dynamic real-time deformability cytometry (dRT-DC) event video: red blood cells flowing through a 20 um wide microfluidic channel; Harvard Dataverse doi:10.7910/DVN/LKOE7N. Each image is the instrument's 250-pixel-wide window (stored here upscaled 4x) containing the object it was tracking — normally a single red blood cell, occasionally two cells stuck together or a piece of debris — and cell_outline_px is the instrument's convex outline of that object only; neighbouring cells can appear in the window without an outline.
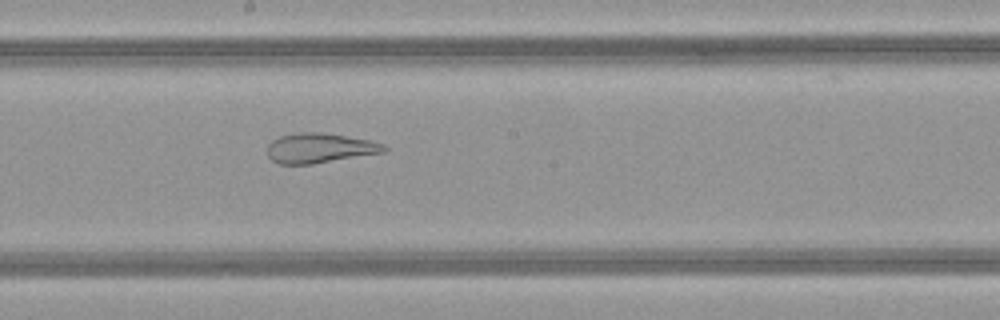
{"species": "common noctule bat (a hibernating species)", "species_latin": "Nyctalus noctula", "temperature_condition": "warm", "stored_images_in_passage": 50, "camera_frame_rate_fps": 3000, "um_per_image_px": 0.085, "animal": {"sex": "female", "body_mass_g": 21.9}, "frame": {"image": 1, "passage_image": 27, "time_ms": 8.667, "image_size_px": [1000, 320], "cell_outline_px": [[388, 148], [384, 152], [312, 164], [280, 164], [272, 160], [268, 156], [268, 144], [272, 140], [280, 136], [300, 132], [320, 132], [372, 140], [384, 144]], "centroid_in_image_um": [27.18, 12.58], "position_along_channel_um": 221.0, "area_um2": 20.23}}
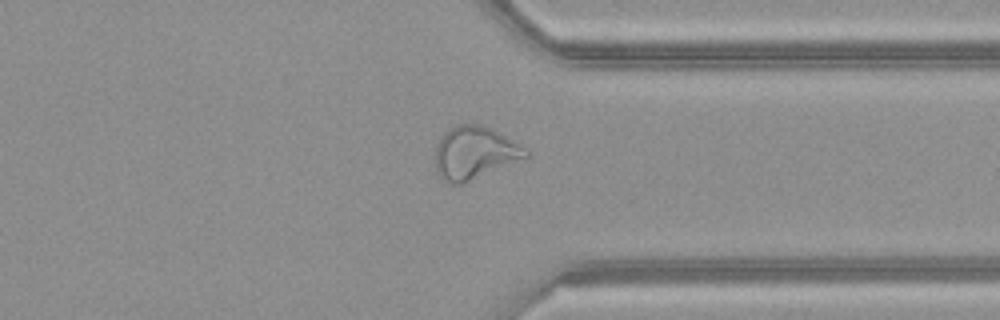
{"frame": {"image": 2, "passage_image": 38, "time_ms": 12.333, "image_size_px": [1000, 320], "cell_outline_px": [[532, 156], [464, 184], [448, 184], [436, 172], [436, 144], [444, 132], [456, 124], [480, 124], [504, 136], [524, 148]], "centroid_in_image_um": [40.32, 13.02], "position_along_channel_um": 371.1, "area_um2": 27.8}}
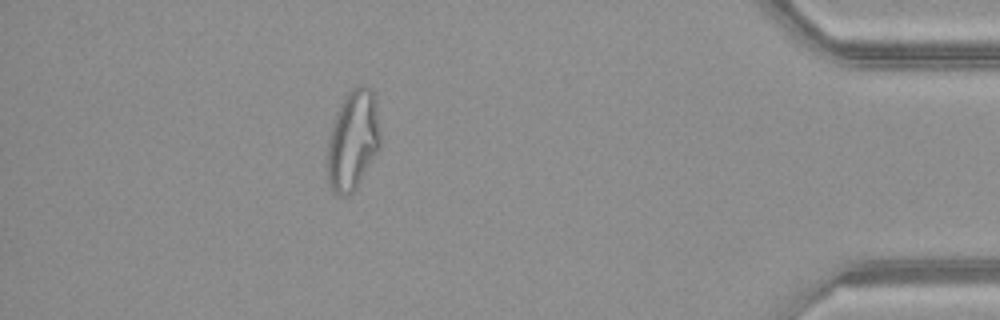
{"frame": {"image": 3, "passage_image": 44, "time_ms": 14.333, "image_size_px": [1000, 320], "cell_outline_px": [[380, 148], [356, 188], [348, 196], [340, 196], [332, 192], [328, 180], [328, 144], [336, 112], [344, 96], [356, 84], [364, 84], [376, 96], [380, 128]], "centroid_in_image_um": [30.02, 11.89], "position_along_channel_um": 405.2, "area_um2": 31.04}}